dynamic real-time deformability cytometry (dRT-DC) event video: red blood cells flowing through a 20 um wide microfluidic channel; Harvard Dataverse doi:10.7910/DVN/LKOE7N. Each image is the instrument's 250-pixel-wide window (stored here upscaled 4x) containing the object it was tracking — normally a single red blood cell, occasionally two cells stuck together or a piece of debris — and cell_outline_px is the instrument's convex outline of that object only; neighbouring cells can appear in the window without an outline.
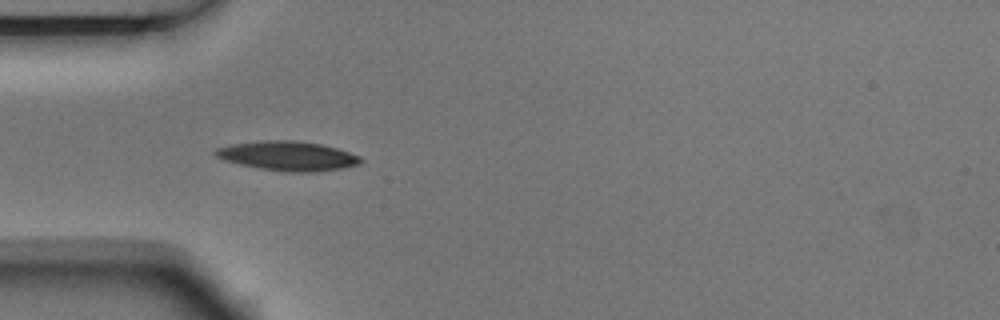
{"species": "Egyptian fruit bat (a non-hibernating species)", "species_latin": "Rousettus aegyptiacus", "temperature_condition": "room temperature", "stored_images_in_passage": 2, "camera_frame_rate_fps": 3000, "um_per_image_px": 0.085, "animal": {"sex": "male"}, "frame": {"image": 1, "passage_image": 1, "time_ms": 0.0, "image_size_px": [1000, 320], "cell_outline_px": [[364, 160], [360, 164], [344, 168], [316, 172], [288, 172], [260, 168], [240, 164], [224, 160], [216, 156], [212, 152], [216, 148], [232, 144], [264, 140], [292, 140], [320, 144], [336, 148], [360, 156]], "centroid_in_image_um": [24.48, 13.26], "position_along_channel_um": 60.5, "area_um2": 24.85}}
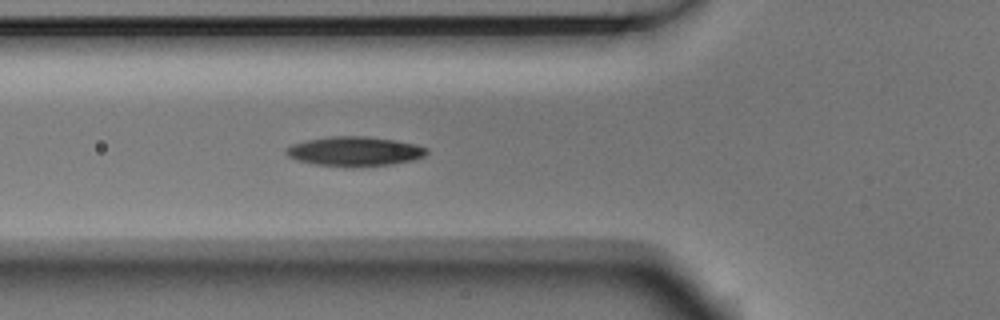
{"frame": {"image": 2, "passage_image": 2, "time_ms": 0.333, "image_size_px": [1000, 320], "cell_outline_px": [[428, 152], [424, 156], [412, 160], [392, 164], [352, 168], [344, 168], [316, 164], [296, 160], [288, 156], [284, 152], [292, 144], [308, 140], [332, 136], [368, 136], [396, 140], [416, 144], [428, 148]], "centroid_in_image_um": [30.16, 12.88], "position_along_channel_um": 95.6, "area_um2": 24.45}}